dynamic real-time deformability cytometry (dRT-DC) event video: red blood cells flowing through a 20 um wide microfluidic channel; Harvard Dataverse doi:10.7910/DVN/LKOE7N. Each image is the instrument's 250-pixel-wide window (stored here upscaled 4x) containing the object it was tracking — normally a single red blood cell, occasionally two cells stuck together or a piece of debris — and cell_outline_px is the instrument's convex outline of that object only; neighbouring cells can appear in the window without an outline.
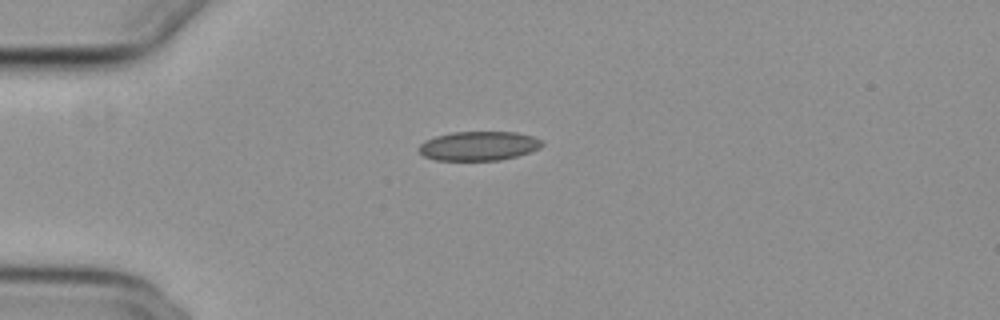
{"species": "common noctule bat (a hibernating species)", "species_latin": "Nyctalus noctula", "temperature_condition": "cold", "stored_images_in_passage": 41, "camera_frame_rate_fps": 3000, "um_per_image_px": 0.085, "animal": {"sex": "female", "body_mass_g": 29.2, "forearm_length_mm": 56.3}, "frame": {"image": 1, "passage_image": 1, "time_ms": 0.0, "image_size_px": [1000, 320], "cell_outline_px": [[544, 144], [540, 148], [516, 156], [500, 160], [436, 160], [424, 156], [416, 148], [424, 140], [436, 136], [452, 132], [516, 132], [532, 136], [544, 140]], "centroid_in_image_um": [40.68, 12.4], "position_along_channel_um": 44.3, "area_um2": 21.04}}
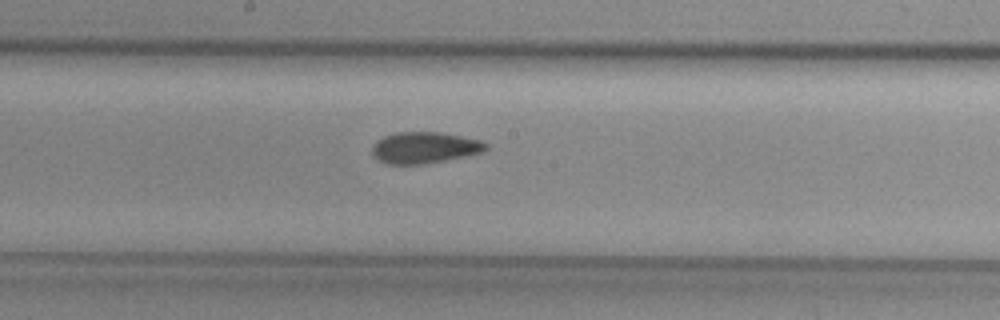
{"frame": {"image": 2, "passage_image": 16, "time_ms": 5.0, "image_size_px": [1000, 320], "cell_outline_px": [[488, 148], [480, 152], [464, 156], [424, 164], [388, 164], [372, 156], [372, 144], [376, 140], [384, 136], [396, 132], [440, 132], [480, 140], [488, 144]], "centroid_in_image_um": [36.04, 12.54], "position_along_channel_um": 212.2, "area_um2": 20.69}}
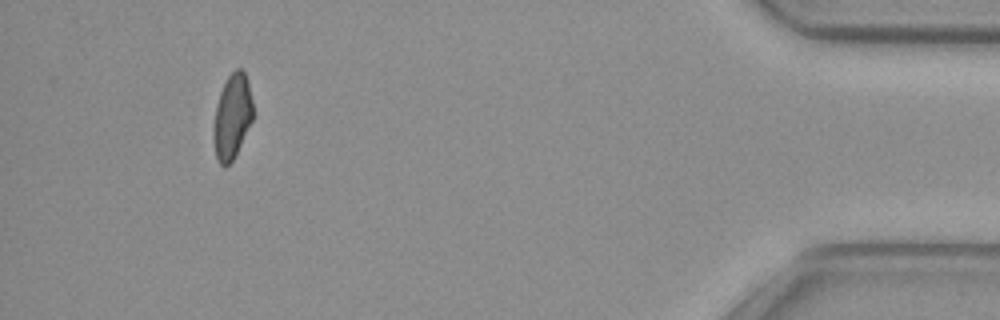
{"frame": {"image": 3, "passage_image": 37, "time_ms": 12.0, "image_size_px": [1000, 320], "cell_outline_px": [[252, 120], [232, 160], [228, 164], [220, 164], [216, 160], [216, 104], [220, 92], [228, 76], [236, 68], [240, 68], [244, 72], [248, 80], [252, 100]], "centroid_in_image_um": [19.77, 9.82], "position_along_channel_um": 415.4, "area_um2": 18.44}, "authors_computed_cell_mechanics": {"area_um2": 20.6924, "velocity_mm_per_s": 3.8498, "shape_relaxation_time_tau1_ms": null, "shape_relaxation_time_tau2_ms": 3.3784, "deformation_change_tau1": null, "deformation_change_tau2": 0.0846}}